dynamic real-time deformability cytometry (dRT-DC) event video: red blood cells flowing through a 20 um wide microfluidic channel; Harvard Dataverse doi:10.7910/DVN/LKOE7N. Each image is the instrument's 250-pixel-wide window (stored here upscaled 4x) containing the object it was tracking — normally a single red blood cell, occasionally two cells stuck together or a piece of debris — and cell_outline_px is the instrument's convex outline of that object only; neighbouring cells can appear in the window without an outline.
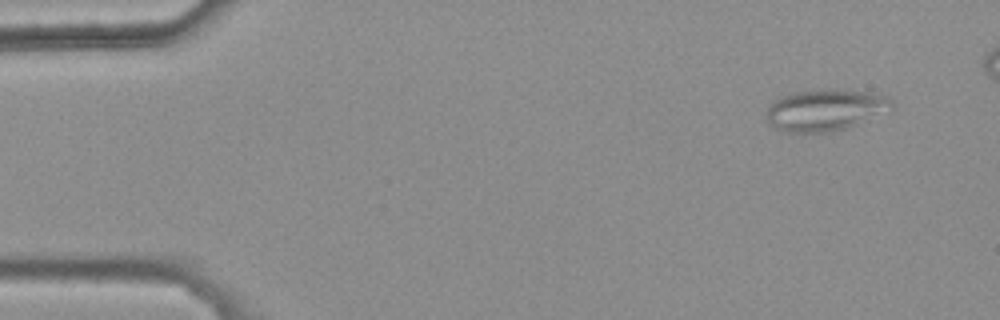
{"species": "common noctule bat (a hibernating species)", "species_latin": "Nyctalus noctula", "temperature_condition": "warm", "stored_images_in_passage": 44, "camera_frame_rate_fps": 3000, "um_per_image_px": 0.085, "animal": {"sex": "female", "body_mass_g": 25.1}, "frame": {"image": 1, "passage_image": 1, "time_ms": 0.0, "image_size_px": [1000, 320], "cell_outline_px": [[896, 108], [848, 128], [828, 132], [788, 132], [776, 128], [764, 120], [764, 112], [768, 104], [792, 92], [828, 88], [832, 88], [868, 92], [888, 96], [892, 100]], "centroid_in_image_um": [70.15, 9.34], "position_along_channel_um": 14.8, "area_um2": 30.98}}
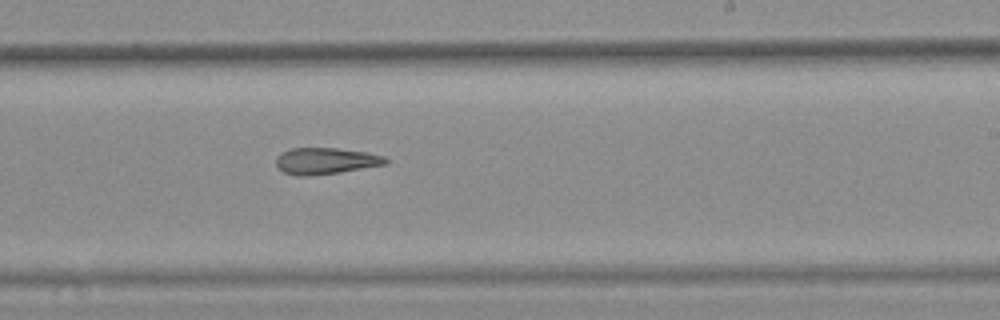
{"frame": {"image": 2, "passage_image": 29, "time_ms": 9.333, "image_size_px": [1000, 320], "cell_outline_px": [[388, 164], [340, 172], [308, 176], [296, 176], [284, 172], [276, 164], [276, 156], [280, 152], [292, 148], [336, 148], [368, 152], [384, 156], [388, 160]], "centroid_in_image_um": [27.68, 13.67], "position_along_channel_um": 261.3, "area_um2": 16.99}}
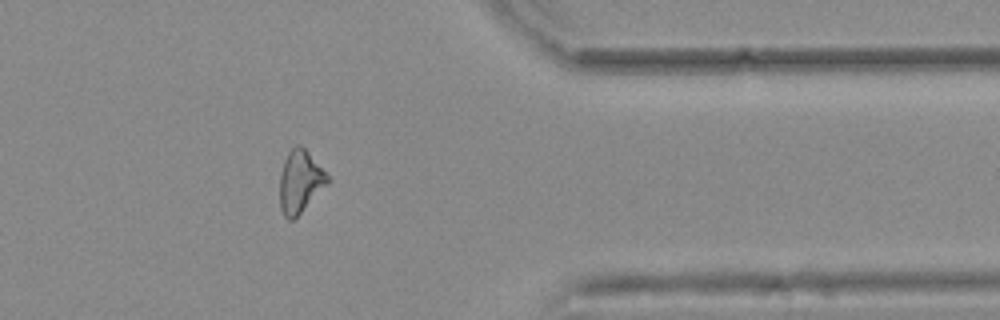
{"frame": {"image": 3, "passage_image": 40, "time_ms": 13.0, "image_size_px": [1000, 320], "cell_outline_px": [[328, 184], [292, 220], [288, 220], [284, 216], [280, 208], [280, 176], [284, 160], [288, 152], [296, 144], [300, 144], [308, 152], [328, 176]], "centroid_in_image_um": [25.48, 15.42], "position_along_channel_um": 385.9, "area_um2": 16.99}}